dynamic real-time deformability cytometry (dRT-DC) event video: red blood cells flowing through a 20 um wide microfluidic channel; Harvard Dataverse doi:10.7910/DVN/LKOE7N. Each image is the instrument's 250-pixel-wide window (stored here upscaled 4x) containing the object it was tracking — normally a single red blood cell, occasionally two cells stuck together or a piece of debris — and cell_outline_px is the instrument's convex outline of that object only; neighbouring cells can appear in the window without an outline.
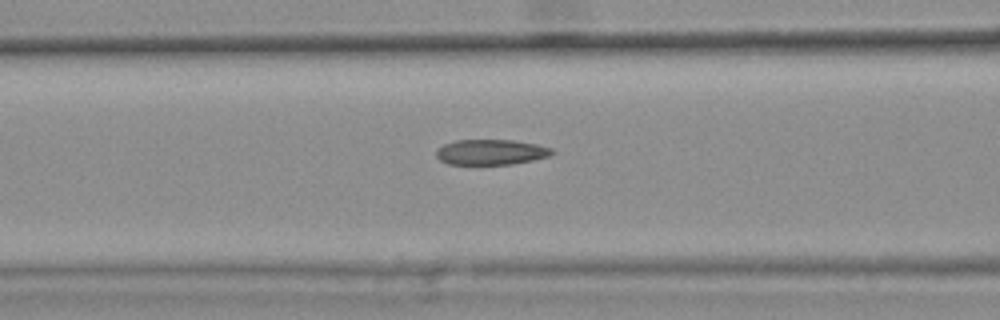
{"species": "common noctule bat (a hibernating species)", "species_latin": "Nyctalus noctula", "temperature_condition": "warm", "stored_images_in_passage": 49, "camera_frame_rate_fps": 3000, "um_per_image_px": 0.085, "animal": {"sex": "female", "body_mass_g": 25.1}, "frame": {"image": 1, "passage_image": 22, "time_ms": 7.0, "image_size_px": [1000, 320], "cell_outline_px": [[556, 152], [548, 156], [532, 160], [512, 164], [448, 164], [440, 160], [436, 156], [436, 148], [444, 144], [456, 140], [512, 140], [536, 144], [552, 148]], "centroid_in_image_um": [41.71, 12.92], "position_along_channel_um": 124.9, "area_um2": 17.11}, "authors_computed_cell_mechanics": {"area_um2": 17.918, "velocity_mm_per_s": 3.7101, "shape_relaxation_time_tau1_ms": null, "shape_relaxation_time_tau2_ms": 3.4397, "deformation_change_tau1": null, "deformation_change_tau2": 0.1028}}